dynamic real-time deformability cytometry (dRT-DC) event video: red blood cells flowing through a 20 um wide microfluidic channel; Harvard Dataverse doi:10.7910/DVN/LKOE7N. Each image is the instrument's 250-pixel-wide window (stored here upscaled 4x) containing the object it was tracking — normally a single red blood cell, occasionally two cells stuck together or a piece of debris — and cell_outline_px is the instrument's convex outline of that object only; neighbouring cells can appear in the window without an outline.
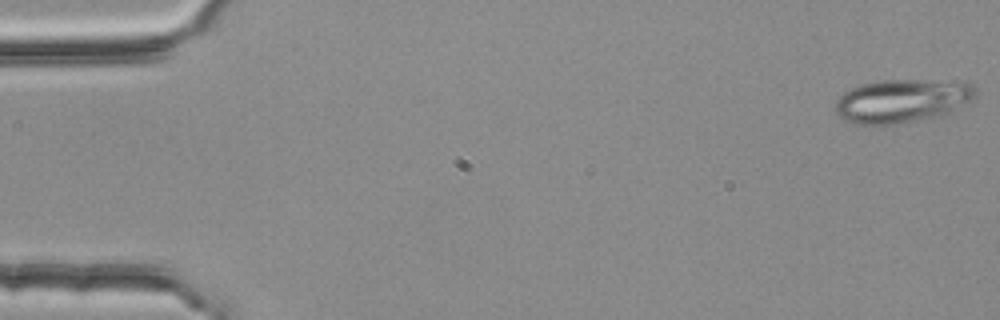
{"species": "common noctule bat (a hibernating species)", "species_latin": "Nyctalus noctula", "temperature_condition": "room temperature", "stored_images_in_passage": 54, "camera_frame_rate_fps": 3000, "um_per_image_px": 0.085, "animal": {"sex": "female", "body_mass_g": 25.1}, "frame": {"image": 1, "passage_image": 1, "time_ms": 0.0, "image_size_px": [1000, 320], "cell_outline_px": [[976, 96], [972, 100], [940, 116], [892, 124], [856, 124], [844, 120], [836, 112], [836, 100], [844, 92], [860, 84], [880, 80], [916, 80], [972, 84], [976, 88]], "centroid_in_image_um": [76.63, 8.57], "position_along_channel_um": 8.4, "area_um2": 34.91}}
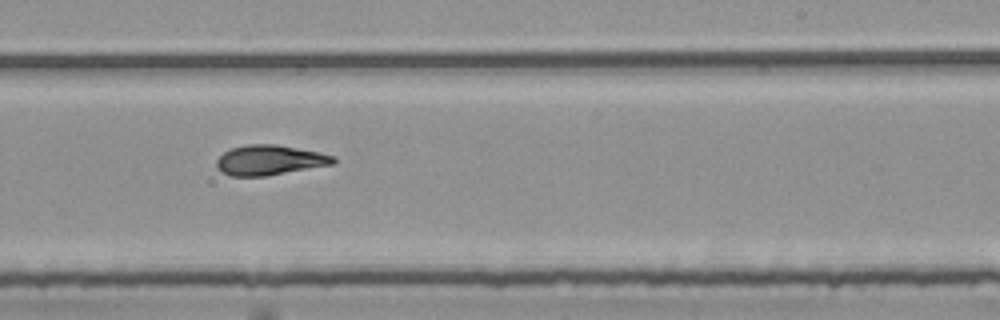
{"frame": {"image": 2, "passage_image": 33, "time_ms": 10.667, "image_size_px": [1000, 320], "cell_outline_px": [[336, 164], [264, 176], [228, 176], [216, 164], [216, 160], [224, 152], [232, 148], [248, 144], [276, 144], [320, 152], [336, 156]], "centroid_in_image_um": [22.98, 13.6], "position_along_channel_um": 266.0, "area_um2": 20.4}}
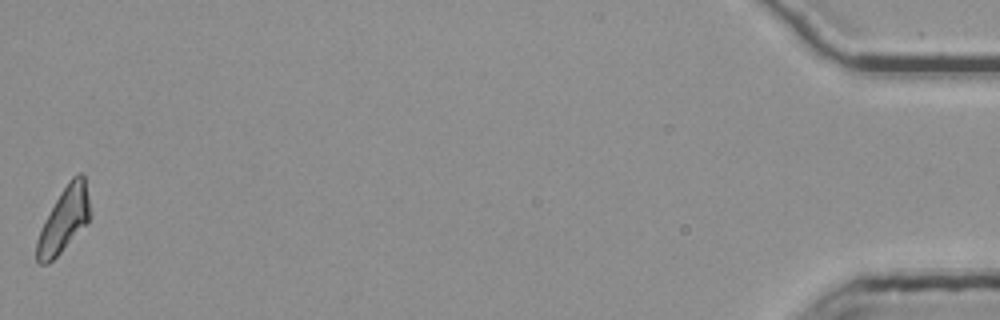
{"frame": {"image": 3, "passage_image": 54, "time_ms": 17.667, "image_size_px": [1000, 320], "cell_outline_px": [[88, 224], [48, 264], [40, 264], [36, 260], [36, 240], [44, 220], [60, 192], [68, 180], [76, 172], [80, 172], [84, 176], [88, 196]], "centroid_in_image_um": [5.41, 18.67], "position_along_channel_um": 429.8, "area_um2": 19.94}, "authors_computed_cell_mechanics": {"area_um2": 20.4034, "velocity_mm_per_s": 3.771, "shape_relaxation_time_tau1_ms": null, "shape_relaxation_time_tau2_ms": 4.098, "deformation_change_tau1": null, "deformation_change_tau2": 0.0954}}